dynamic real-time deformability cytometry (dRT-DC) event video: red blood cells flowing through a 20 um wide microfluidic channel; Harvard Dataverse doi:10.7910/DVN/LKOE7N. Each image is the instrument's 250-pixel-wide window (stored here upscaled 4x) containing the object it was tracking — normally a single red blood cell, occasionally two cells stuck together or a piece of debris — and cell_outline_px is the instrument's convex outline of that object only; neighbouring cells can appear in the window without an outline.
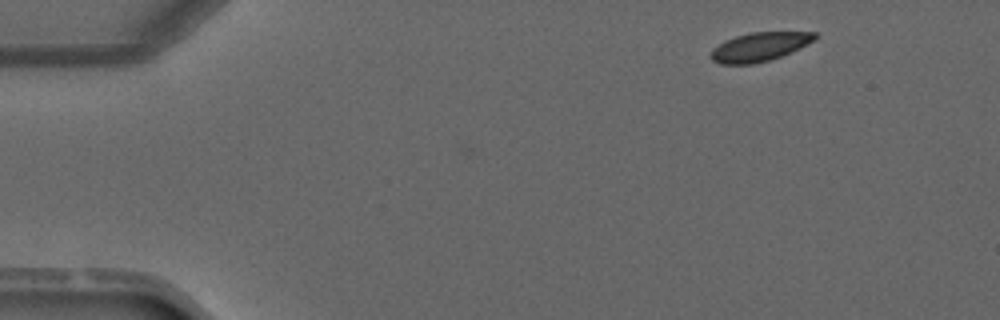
{"species": "common noctule bat (a hibernating species)", "species_latin": "Nyctalus noctula", "temperature_condition": "warm", "stored_images_in_passage": 4, "segment_of_instrument_passage": [1, 2], "camera_frame_rate_fps": 3000, "um_per_image_px": 0.085, "animal": {"sex": "male", "forearm_length_mm": 52.5}, "frame": {"image": 1, "passage_image": 1, "time_ms": 0.0, "image_size_px": [1000, 320], "cell_outline_px": [[820, 36], [816, 40], [800, 48], [780, 56], [768, 60], [752, 64], [720, 64], [712, 60], [708, 56], [712, 48], [724, 40], [736, 36], [752, 32], [816, 32]], "centroid_in_image_um": [64.55, 3.97], "position_along_channel_um": 20.4, "area_um2": 17.63}}